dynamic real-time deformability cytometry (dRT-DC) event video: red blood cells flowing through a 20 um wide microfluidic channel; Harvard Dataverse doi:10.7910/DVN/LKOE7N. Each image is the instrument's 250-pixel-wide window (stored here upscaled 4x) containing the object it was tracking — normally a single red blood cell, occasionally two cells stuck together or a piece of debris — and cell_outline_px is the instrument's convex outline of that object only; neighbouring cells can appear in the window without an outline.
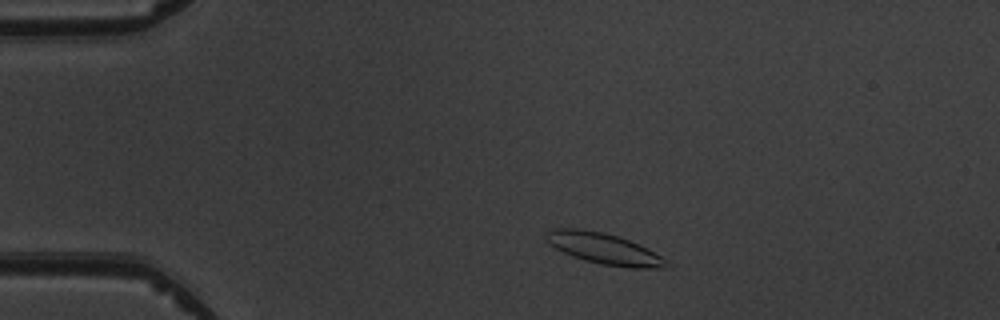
{"species": "common noctule bat (a hibernating species)", "species_latin": "Nyctalus noctula", "temperature_condition": "warm", "stored_images_in_passage": 7, "camera_frame_rate_fps": 3000, "um_per_image_px": 0.085, "animal": {"sex": "male", "body_mass_g": 19.5, "forearm_length_mm": 54.6}, "frame": {"image": 1, "passage_image": 1, "time_ms": 0.0, "image_size_px": [1000, 320], "cell_outline_px": [[668, 268], [628, 268], [600, 264], [584, 260], [572, 256], [548, 244], [544, 236], [552, 228], [576, 228], [604, 232], [628, 240], [648, 248], [660, 256], [668, 264]], "centroid_in_image_um": [51.3, 21.14], "position_along_channel_um": 33.7, "area_um2": 21.68}}
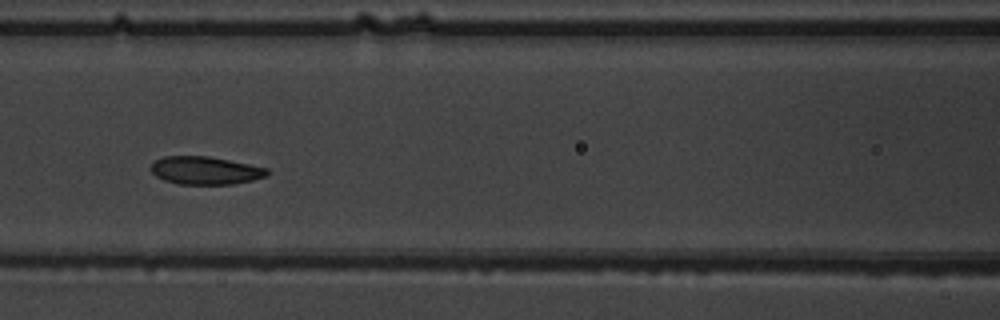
{"frame": {"image": 2, "passage_image": 5, "time_ms": 4.333, "image_size_px": [1000, 320], "cell_outline_px": [[268, 176], [252, 180], [232, 184], [180, 184], [164, 180], [156, 176], [148, 168], [156, 160], [164, 156], [208, 156], [268, 168]], "centroid_in_image_um": [17.43, 14.49], "position_along_channel_um": 149.2, "area_um2": 18.84}}
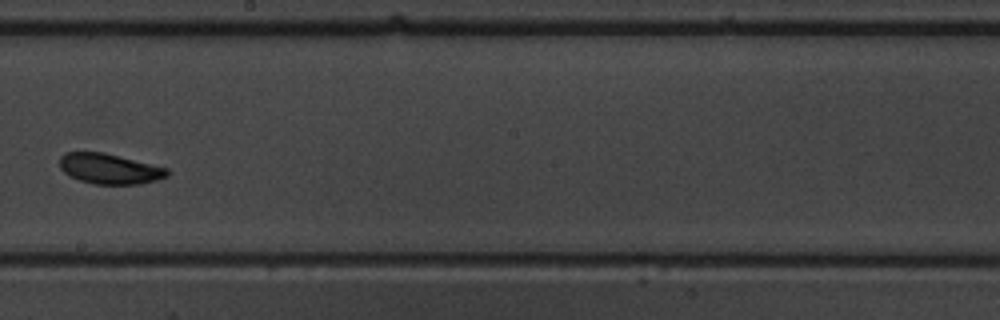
{"frame": {"image": 3, "passage_image": 7, "time_ms": 6.667, "image_size_px": [1000, 320], "cell_outline_px": [[168, 176], [156, 180], [140, 184], [92, 184], [80, 180], [64, 172], [60, 168], [60, 156], [64, 152], [104, 152], [168, 168]], "centroid_in_image_um": [9.31, 14.34], "position_along_channel_um": 238.9, "area_um2": 18.96}}